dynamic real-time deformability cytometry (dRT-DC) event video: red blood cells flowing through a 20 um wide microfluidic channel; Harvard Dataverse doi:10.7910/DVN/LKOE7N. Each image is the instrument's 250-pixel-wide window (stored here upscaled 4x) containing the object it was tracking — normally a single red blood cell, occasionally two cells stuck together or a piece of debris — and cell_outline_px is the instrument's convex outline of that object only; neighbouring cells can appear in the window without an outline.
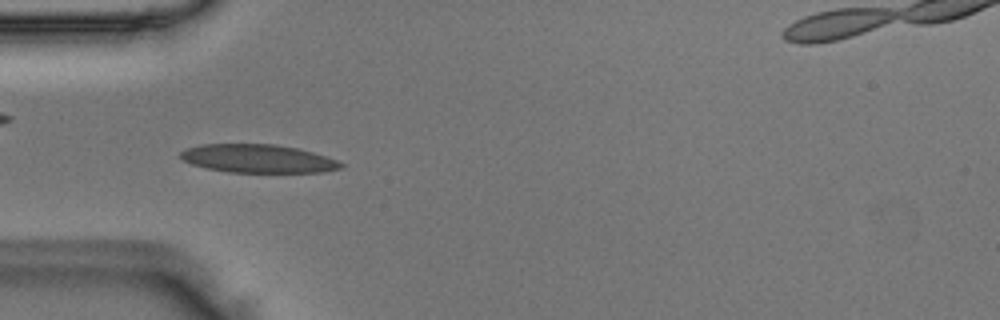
{"species": "Egyptian fruit bat (a non-hibernating species)", "species_latin": "Rousettus aegyptiacus", "temperature_condition": "room temperature", "stored_images_in_passage": 43, "camera_frame_rate_fps": 3000, "um_per_image_px": 0.085, "animal": {"sex": "male"}, "frame": {"image": 1, "passage_image": 6, "time_ms": 1.667, "image_size_px": [1000, 320], "cell_outline_px": [[344, 168], [324, 172], [228, 172], [208, 168], [192, 164], [184, 160], [180, 156], [180, 152], [188, 148], [200, 144], [276, 144], [296, 148], [312, 152], [336, 160], [344, 164]], "centroid_in_image_um": [21.95, 13.48], "position_along_channel_um": 63.1, "area_um2": 26.3}}
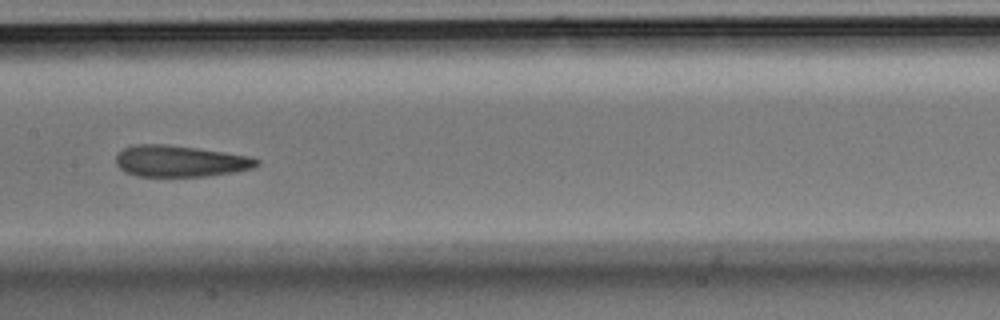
{"frame": {"image": 2, "passage_image": 16, "time_ms": 5.0, "image_size_px": [1000, 320], "cell_outline_px": [[260, 164], [252, 168], [236, 172], [212, 176], [136, 176], [120, 168], [116, 164], [116, 156], [124, 148], [136, 144], [164, 144], [196, 148], [252, 156], [260, 160]], "centroid_in_image_um": [15.36, 13.7], "position_along_channel_um": 192.0, "area_um2": 25.78}}
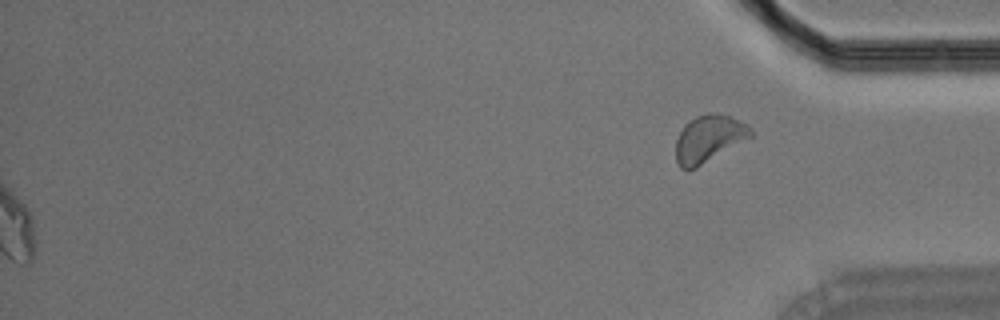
{"frame": {"image": 3, "passage_image": 43, "time_ms": 14.0, "image_size_px": [1000, 320], "cell_outline_px": [[752, 136], [696, 168], [688, 172], [680, 168], [676, 160], [676, 140], [684, 124], [688, 120], [696, 116], [708, 112], [712, 112], [728, 116], [740, 120], [748, 124], [752, 132]], "centroid_in_image_um": [60.21, 11.79], "position_along_channel_um": 375.0, "area_um2": 20.63}}